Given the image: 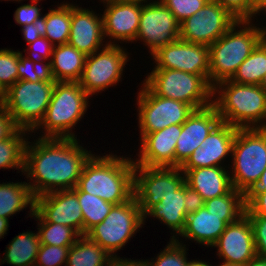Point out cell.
Segmentation results:
<instances>
[{
    "mask_svg": "<svg viewBox=\"0 0 266 266\" xmlns=\"http://www.w3.org/2000/svg\"><path fill=\"white\" fill-rule=\"evenodd\" d=\"M37 139L27 141L23 172L34 197L75 188L91 150L84 149L77 136Z\"/></svg>",
    "mask_w": 266,
    "mask_h": 266,
    "instance_id": "6da1fadb",
    "label": "cell"
},
{
    "mask_svg": "<svg viewBox=\"0 0 266 266\" xmlns=\"http://www.w3.org/2000/svg\"><path fill=\"white\" fill-rule=\"evenodd\" d=\"M133 158L93 154L85 163L76 188L110 202L124 203L134 196Z\"/></svg>",
    "mask_w": 266,
    "mask_h": 266,
    "instance_id": "7a4b0ae2",
    "label": "cell"
},
{
    "mask_svg": "<svg viewBox=\"0 0 266 266\" xmlns=\"http://www.w3.org/2000/svg\"><path fill=\"white\" fill-rule=\"evenodd\" d=\"M212 105L222 122L236 128H261L266 122V91L260 85L219 82Z\"/></svg>",
    "mask_w": 266,
    "mask_h": 266,
    "instance_id": "3957f363",
    "label": "cell"
},
{
    "mask_svg": "<svg viewBox=\"0 0 266 266\" xmlns=\"http://www.w3.org/2000/svg\"><path fill=\"white\" fill-rule=\"evenodd\" d=\"M252 22L254 20H237L224 35L209 45L208 81L212 87L230 80L264 38L262 27L254 26L256 24Z\"/></svg>",
    "mask_w": 266,
    "mask_h": 266,
    "instance_id": "277c9868",
    "label": "cell"
},
{
    "mask_svg": "<svg viewBox=\"0 0 266 266\" xmlns=\"http://www.w3.org/2000/svg\"><path fill=\"white\" fill-rule=\"evenodd\" d=\"M89 98L78 82H56L45 116L31 133L42 128L39 137L76 138L72 129L84 117Z\"/></svg>",
    "mask_w": 266,
    "mask_h": 266,
    "instance_id": "5b68a950",
    "label": "cell"
},
{
    "mask_svg": "<svg viewBox=\"0 0 266 266\" xmlns=\"http://www.w3.org/2000/svg\"><path fill=\"white\" fill-rule=\"evenodd\" d=\"M231 157L232 186L246 195L266 168V133L261 128H238Z\"/></svg>",
    "mask_w": 266,
    "mask_h": 266,
    "instance_id": "8992f818",
    "label": "cell"
},
{
    "mask_svg": "<svg viewBox=\"0 0 266 266\" xmlns=\"http://www.w3.org/2000/svg\"><path fill=\"white\" fill-rule=\"evenodd\" d=\"M142 83L155 95L182 101L194 110L212 105L213 87L203 75L175 69H152Z\"/></svg>",
    "mask_w": 266,
    "mask_h": 266,
    "instance_id": "52a82bcc",
    "label": "cell"
},
{
    "mask_svg": "<svg viewBox=\"0 0 266 266\" xmlns=\"http://www.w3.org/2000/svg\"><path fill=\"white\" fill-rule=\"evenodd\" d=\"M56 81L47 75L43 80H18L6 91L3 107L15 124L30 133L43 120Z\"/></svg>",
    "mask_w": 266,
    "mask_h": 266,
    "instance_id": "ba28073f",
    "label": "cell"
},
{
    "mask_svg": "<svg viewBox=\"0 0 266 266\" xmlns=\"http://www.w3.org/2000/svg\"><path fill=\"white\" fill-rule=\"evenodd\" d=\"M144 225V216L133 196L130 200L114 205L110 213L85 235L100 245L113 258Z\"/></svg>",
    "mask_w": 266,
    "mask_h": 266,
    "instance_id": "9c48e42d",
    "label": "cell"
},
{
    "mask_svg": "<svg viewBox=\"0 0 266 266\" xmlns=\"http://www.w3.org/2000/svg\"><path fill=\"white\" fill-rule=\"evenodd\" d=\"M137 93L140 139L170 125L183 124L194 109L182 101L155 95L144 83Z\"/></svg>",
    "mask_w": 266,
    "mask_h": 266,
    "instance_id": "30bf717a",
    "label": "cell"
},
{
    "mask_svg": "<svg viewBox=\"0 0 266 266\" xmlns=\"http://www.w3.org/2000/svg\"><path fill=\"white\" fill-rule=\"evenodd\" d=\"M123 47L119 44L107 45L86 56L78 83L90 97L122 81L125 65L129 61V53Z\"/></svg>",
    "mask_w": 266,
    "mask_h": 266,
    "instance_id": "8fae6325",
    "label": "cell"
},
{
    "mask_svg": "<svg viewBox=\"0 0 266 266\" xmlns=\"http://www.w3.org/2000/svg\"><path fill=\"white\" fill-rule=\"evenodd\" d=\"M185 183L180 167H146L135 165L134 196L144 216L164 197L173 194Z\"/></svg>",
    "mask_w": 266,
    "mask_h": 266,
    "instance_id": "7c38bea8",
    "label": "cell"
},
{
    "mask_svg": "<svg viewBox=\"0 0 266 266\" xmlns=\"http://www.w3.org/2000/svg\"><path fill=\"white\" fill-rule=\"evenodd\" d=\"M237 20L225 7L209 0L202 9L180 23V39L209 46L224 35Z\"/></svg>",
    "mask_w": 266,
    "mask_h": 266,
    "instance_id": "4fadbf2b",
    "label": "cell"
},
{
    "mask_svg": "<svg viewBox=\"0 0 266 266\" xmlns=\"http://www.w3.org/2000/svg\"><path fill=\"white\" fill-rule=\"evenodd\" d=\"M180 38V23L173 13L161 2L142 5L139 28L134 42H144L150 55L160 47Z\"/></svg>",
    "mask_w": 266,
    "mask_h": 266,
    "instance_id": "5bb4252c",
    "label": "cell"
},
{
    "mask_svg": "<svg viewBox=\"0 0 266 266\" xmlns=\"http://www.w3.org/2000/svg\"><path fill=\"white\" fill-rule=\"evenodd\" d=\"M151 57L156 64L153 69H175L203 75L208 80V45L190 43L179 38L173 43L160 47Z\"/></svg>",
    "mask_w": 266,
    "mask_h": 266,
    "instance_id": "9a60e30c",
    "label": "cell"
},
{
    "mask_svg": "<svg viewBox=\"0 0 266 266\" xmlns=\"http://www.w3.org/2000/svg\"><path fill=\"white\" fill-rule=\"evenodd\" d=\"M223 263L246 265L256 256L253 228L249 218L243 215L234 223L228 224L224 232L212 246Z\"/></svg>",
    "mask_w": 266,
    "mask_h": 266,
    "instance_id": "2e32d148",
    "label": "cell"
},
{
    "mask_svg": "<svg viewBox=\"0 0 266 266\" xmlns=\"http://www.w3.org/2000/svg\"><path fill=\"white\" fill-rule=\"evenodd\" d=\"M237 129L221 121L201 143L200 147L190 155L180 169L213 166L228 167L229 169L230 164L225 166L223 163L228 156H232V147Z\"/></svg>",
    "mask_w": 266,
    "mask_h": 266,
    "instance_id": "e0dca14e",
    "label": "cell"
},
{
    "mask_svg": "<svg viewBox=\"0 0 266 266\" xmlns=\"http://www.w3.org/2000/svg\"><path fill=\"white\" fill-rule=\"evenodd\" d=\"M35 210L47 222L71 227L83 235V214L77 194L72 189L36 197Z\"/></svg>",
    "mask_w": 266,
    "mask_h": 266,
    "instance_id": "ac0fdd59",
    "label": "cell"
},
{
    "mask_svg": "<svg viewBox=\"0 0 266 266\" xmlns=\"http://www.w3.org/2000/svg\"><path fill=\"white\" fill-rule=\"evenodd\" d=\"M220 122L213 105L194 110L182 124L175 147V167H181Z\"/></svg>",
    "mask_w": 266,
    "mask_h": 266,
    "instance_id": "d6986e66",
    "label": "cell"
},
{
    "mask_svg": "<svg viewBox=\"0 0 266 266\" xmlns=\"http://www.w3.org/2000/svg\"><path fill=\"white\" fill-rule=\"evenodd\" d=\"M104 5L103 32L104 37L110 39L107 44L117 45L121 42L132 43L135 41L142 5L129 2H107Z\"/></svg>",
    "mask_w": 266,
    "mask_h": 266,
    "instance_id": "ffe728a7",
    "label": "cell"
},
{
    "mask_svg": "<svg viewBox=\"0 0 266 266\" xmlns=\"http://www.w3.org/2000/svg\"><path fill=\"white\" fill-rule=\"evenodd\" d=\"M182 124L170 125L160 131L148 133L140 139L139 155L135 165L146 167H175V147Z\"/></svg>",
    "mask_w": 266,
    "mask_h": 266,
    "instance_id": "44dd1931",
    "label": "cell"
},
{
    "mask_svg": "<svg viewBox=\"0 0 266 266\" xmlns=\"http://www.w3.org/2000/svg\"><path fill=\"white\" fill-rule=\"evenodd\" d=\"M104 40L102 14H97L92 9L90 11L88 8L71 5L68 44L87 56L106 47L108 44Z\"/></svg>",
    "mask_w": 266,
    "mask_h": 266,
    "instance_id": "7402d4cb",
    "label": "cell"
},
{
    "mask_svg": "<svg viewBox=\"0 0 266 266\" xmlns=\"http://www.w3.org/2000/svg\"><path fill=\"white\" fill-rule=\"evenodd\" d=\"M241 217L216 216L203 207L187 215L184 230L179 236L185 238V241L193 240L201 245L212 247L227 225L236 222Z\"/></svg>",
    "mask_w": 266,
    "mask_h": 266,
    "instance_id": "603a6c76",
    "label": "cell"
},
{
    "mask_svg": "<svg viewBox=\"0 0 266 266\" xmlns=\"http://www.w3.org/2000/svg\"><path fill=\"white\" fill-rule=\"evenodd\" d=\"M181 170L185 173L186 184L198 192L204 201L225 195L233 189L227 167L213 166Z\"/></svg>",
    "mask_w": 266,
    "mask_h": 266,
    "instance_id": "cb8c5ba5",
    "label": "cell"
},
{
    "mask_svg": "<svg viewBox=\"0 0 266 266\" xmlns=\"http://www.w3.org/2000/svg\"><path fill=\"white\" fill-rule=\"evenodd\" d=\"M86 55L70 44L54 46L48 63V75L56 82H78L84 68Z\"/></svg>",
    "mask_w": 266,
    "mask_h": 266,
    "instance_id": "d4e9b609",
    "label": "cell"
},
{
    "mask_svg": "<svg viewBox=\"0 0 266 266\" xmlns=\"http://www.w3.org/2000/svg\"><path fill=\"white\" fill-rule=\"evenodd\" d=\"M184 194L185 183L173 194L164 197L157 206L151 208L144 215V224L147 217L156 218L173 231L170 239H177V236L184 230L188 215L185 211Z\"/></svg>",
    "mask_w": 266,
    "mask_h": 266,
    "instance_id": "484cf974",
    "label": "cell"
},
{
    "mask_svg": "<svg viewBox=\"0 0 266 266\" xmlns=\"http://www.w3.org/2000/svg\"><path fill=\"white\" fill-rule=\"evenodd\" d=\"M29 207V216L35 211V197L30 187L24 182L0 183V217L9 219L17 212Z\"/></svg>",
    "mask_w": 266,
    "mask_h": 266,
    "instance_id": "4316f807",
    "label": "cell"
},
{
    "mask_svg": "<svg viewBox=\"0 0 266 266\" xmlns=\"http://www.w3.org/2000/svg\"><path fill=\"white\" fill-rule=\"evenodd\" d=\"M40 246L38 232H22L6 246L2 264L6 262L13 266H34Z\"/></svg>",
    "mask_w": 266,
    "mask_h": 266,
    "instance_id": "83f0119b",
    "label": "cell"
},
{
    "mask_svg": "<svg viewBox=\"0 0 266 266\" xmlns=\"http://www.w3.org/2000/svg\"><path fill=\"white\" fill-rule=\"evenodd\" d=\"M112 259L100 245L81 235L69 248L66 266H111Z\"/></svg>",
    "mask_w": 266,
    "mask_h": 266,
    "instance_id": "f1b7e54d",
    "label": "cell"
},
{
    "mask_svg": "<svg viewBox=\"0 0 266 266\" xmlns=\"http://www.w3.org/2000/svg\"><path fill=\"white\" fill-rule=\"evenodd\" d=\"M264 38L241 63L230 81L240 84L260 85L266 73V27L262 25Z\"/></svg>",
    "mask_w": 266,
    "mask_h": 266,
    "instance_id": "f546056e",
    "label": "cell"
},
{
    "mask_svg": "<svg viewBox=\"0 0 266 266\" xmlns=\"http://www.w3.org/2000/svg\"><path fill=\"white\" fill-rule=\"evenodd\" d=\"M71 5L77 4L64 3L57 5L56 8H49L45 13V38L54 46L67 44L70 36L71 27Z\"/></svg>",
    "mask_w": 266,
    "mask_h": 266,
    "instance_id": "4dcf8cb0",
    "label": "cell"
},
{
    "mask_svg": "<svg viewBox=\"0 0 266 266\" xmlns=\"http://www.w3.org/2000/svg\"><path fill=\"white\" fill-rule=\"evenodd\" d=\"M28 135V130L19 128L10 138L0 141V169H20L23 175Z\"/></svg>",
    "mask_w": 266,
    "mask_h": 266,
    "instance_id": "1f68e13d",
    "label": "cell"
},
{
    "mask_svg": "<svg viewBox=\"0 0 266 266\" xmlns=\"http://www.w3.org/2000/svg\"><path fill=\"white\" fill-rule=\"evenodd\" d=\"M78 197L83 214V235L95 225L100 224L110 213L114 204L87 192H81L76 187L72 189Z\"/></svg>",
    "mask_w": 266,
    "mask_h": 266,
    "instance_id": "d6a6232c",
    "label": "cell"
},
{
    "mask_svg": "<svg viewBox=\"0 0 266 266\" xmlns=\"http://www.w3.org/2000/svg\"><path fill=\"white\" fill-rule=\"evenodd\" d=\"M38 224L41 244L55 246H72L80 235L71 227L47 222L36 210L32 216Z\"/></svg>",
    "mask_w": 266,
    "mask_h": 266,
    "instance_id": "836d02e7",
    "label": "cell"
},
{
    "mask_svg": "<svg viewBox=\"0 0 266 266\" xmlns=\"http://www.w3.org/2000/svg\"><path fill=\"white\" fill-rule=\"evenodd\" d=\"M204 207L216 216H243L246 210V195L233 188L225 195L206 200Z\"/></svg>",
    "mask_w": 266,
    "mask_h": 266,
    "instance_id": "e575fe53",
    "label": "cell"
},
{
    "mask_svg": "<svg viewBox=\"0 0 266 266\" xmlns=\"http://www.w3.org/2000/svg\"><path fill=\"white\" fill-rule=\"evenodd\" d=\"M178 239H170L164 250L151 260H147L148 266H188V251L185 244Z\"/></svg>",
    "mask_w": 266,
    "mask_h": 266,
    "instance_id": "d590c367",
    "label": "cell"
},
{
    "mask_svg": "<svg viewBox=\"0 0 266 266\" xmlns=\"http://www.w3.org/2000/svg\"><path fill=\"white\" fill-rule=\"evenodd\" d=\"M20 53L18 50L0 49V84L6 91L18 81Z\"/></svg>",
    "mask_w": 266,
    "mask_h": 266,
    "instance_id": "8d00e7d4",
    "label": "cell"
},
{
    "mask_svg": "<svg viewBox=\"0 0 266 266\" xmlns=\"http://www.w3.org/2000/svg\"><path fill=\"white\" fill-rule=\"evenodd\" d=\"M70 247L41 244L34 266H66Z\"/></svg>",
    "mask_w": 266,
    "mask_h": 266,
    "instance_id": "74e56055",
    "label": "cell"
},
{
    "mask_svg": "<svg viewBox=\"0 0 266 266\" xmlns=\"http://www.w3.org/2000/svg\"><path fill=\"white\" fill-rule=\"evenodd\" d=\"M181 23L202 9L209 0H160Z\"/></svg>",
    "mask_w": 266,
    "mask_h": 266,
    "instance_id": "f35d334b",
    "label": "cell"
},
{
    "mask_svg": "<svg viewBox=\"0 0 266 266\" xmlns=\"http://www.w3.org/2000/svg\"><path fill=\"white\" fill-rule=\"evenodd\" d=\"M54 45L45 37H40L34 42L28 44V48L24 49L29 55L25 57L32 60L34 63L39 64L42 67H48V63L51 60ZM44 61V62H43ZM47 61V62H45Z\"/></svg>",
    "mask_w": 266,
    "mask_h": 266,
    "instance_id": "ab89813d",
    "label": "cell"
},
{
    "mask_svg": "<svg viewBox=\"0 0 266 266\" xmlns=\"http://www.w3.org/2000/svg\"><path fill=\"white\" fill-rule=\"evenodd\" d=\"M18 80H26L30 82H37L43 80L48 75L46 67L34 63L29 58L20 53V60L18 62Z\"/></svg>",
    "mask_w": 266,
    "mask_h": 266,
    "instance_id": "60d3db41",
    "label": "cell"
},
{
    "mask_svg": "<svg viewBox=\"0 0 266 266\" xmlns=\"http://www.w3.org/2000/svg\"><path fill=\"white\" fill-rule=\"evenodd\" d=\"M253 228L256 255L266 259V216L246 215Z\"/></svg>",
    "mask_w": 266,
    "mask_h": 266,
    "instance_id": "b9f144b4",
    "label": "cell"
},
{
    "mask_svg": "<svg viewBox=\"0 0 266 266\" xmlns=\"http://www.w3.org/2000/svg\"><path fill=\"white\" fill-rule=\"evenodd\" d=\"M42 0H31L30 4H22L14 12V20L17 25L26 26L39 19L42 8L38 7Z\"/></svg>",
    "mask_w": 266,
    "mask_h": 266,
    "instance_id": "7bdbcfd3",
    "label": "cell"
},
{
    "mask_svg": "<svg viewBox=\"0 0 266 266\" xmlns=\"http://www.w3.org/2000/svg\"><path fill=\"white\" fill-rule=\"evenodd\" d=\"M238 20H252V0H214Z\"/></svg>",
    "mask_w": 266,
    "mask_h": 266,
    "instance_id": "ee69618b",
    "label": "cell"
},
{
    "mask_svg": "<svg viewBox=\"0 0 266 266\" xmlns=\"http://www.w3.org/2000/svg\"><path fill=\"white\" fill-rule=\"evenodd\" d=\"M245 215L266 216V191L248 192L246 194Z\"/></svg>",
    "mask_w": 266,
    "mask_h": 266,
    "instance_id": "f6af8a7d",
    "label": "cell"
},
{
    "mask_svg": "<svg viewBox=\"0 0 266 266\" xmlns=\"http://www.w3.org/2000/svg\"><path fill=\"white\" fill-rule=\"evenodd\" d=\"M23 39L27 44L34 42L36 39L45 36L46 24L45 14L37 19L34 23L21 27Z\"/></svg>",
    "mask_w": 266,
    "mask_h": 266,
    "instance_id": "bcb514c9",
    "label": "cell"
},
{
    "mask_svg": "<svg viewBox=\"0 0 266 266\" xmlns=\"http://www.w3.org/2000/svg\"><path fill=\"white\" fill-rule=\"evenodd\" d=\"M185 211L187 214L196 212L200 208L204 207L205 201L202 196L192 189L185 182V194H184Z\"/></svg>",
    "mask_w": 266,
    "mask_h": 266,
    "instance_id": "7dc6e473",
    "label": "cell"
},
{
    "mask_svg": "<svg viewBox=\"0 0 266 266\" xmlns=\"http://www.w3.org/2000/svg\"><path fill=\"white\" fill-rule=\"evenodd\" d=\"M19 127L3 106H0V141L10 138Z\"/></svg>",
    "mask_w": 266,
    "mask_h": 266,
    "instance_id": "c3c4849f",
    "label": "cell"
},
{
    "mask_svg": "<svg viewBox=\"0 0 266 266\" xmlns=\"http://www.w3.org/2000/svg\"><path fill=\"white\" fill-rule=\"evenodd\" d=\"M111 266H148L146 260H132L131 258L127 259L124 257V259L120 256H117L112 259Z\"/></svg>",
    "mask_w": 266,
    "mask_h": 266,
    "instance_id": "681fc988",
    "label": "cell"
},
{
    "mask_svg": "<svg viewBox=\"0 0 266 266\" xmlns=\"http://www.w3.org/2000/svg\"><path fill=\"white\" fill-rule=\"evenodd\" d=\"M266 11V0H252V20ZM257 14V15H256ZM255 16V17H254Z\"/></svg>",
    "mask_w": 266,
    "mask_h": 266,
    "instance_id": "f907efd6",
    "label": "cell"
},
{
    "mask_svg": "<svg viewBox=\"0 0 266 266\" xmlns=\"http://www.w3.org/2000/svg\"><path fill=\"white\" fill-rule=\"evenodd\" d=\"M266 191V168L261 174L259 181L249 192H261Z\"/></svg>",
    "mask_w": 266,
    "mask_h": 266,
    "instance_id": "816d5d0a",
    "label": "cell"
},
{
    "mask_svg": "<svg viewBox=\"0 0 266 266\" xmlns=\"http://www.w3.org/2000/svg\"><path fill=\"white\" fill-rule=\"evenodd\" d=\"M8 227H9V220L0 217V239L4 238L5 234H7Z\"/></svg>",
    "mask_w": 266,
    "mask_h": 266,
    "instance_id": "f5cc1de1",
    "label": "cell"
},
{
    "mask_svg": "<svg viewBox=\"0 0 266 266\" xmlns=\"http://www.w3.org/2000/svg\"><path fill=\"white\" fill-rule=\"evenodd\" d=\"M244 266H266V259L258 257L257 255Z\"/></svg>",
    "mask_w": 266,
    "mask_h": 266,
    "instance_id": "db71d44e",
    "label": "cell"
},
{
    "mask_svg": "<svg viewBox=\"0 0 266 266\" xmlns=\"http://www.w3.org/2000/svg\"><path fill=\"white\" fill-rule=\"evenodd\" d=\"M157 1H160V0H154V1L153 0H107V2H129V3H137V4H141V5H143V3L144 4H150L153 2H157Z\"/></svg>",
    "mask_w": 266,
    "mask_h": 266,
    "instance_id": "11a10c76",
    "label": "cell"
},
{
    "mask_svg": "<svg viewBox=\"0 0 266 266\" xmlns=\"http://www.w3.org/2000/svg\"><path fill=\"white\" fill-rule=\"evenodd\" d=\"M188 266H212V265L202 260H189Z\"/></svg>",
    "mask_w": 266,
    "mask_h": 266,
    "instance_id": "9f6ffc18",
    "label": "cell"
},
{
    "mask_svg": "<svg viewBox=\"0 0 266 266\" xmlns=\"http://www.w3.org/2000/svg\"><path fill=\"white\" fill-rule=\"evenodd\" d=\"M6 100V90L0 84V106H3Z\"/></svg>",
    "mask_w": 266,
    "mask_h": 266,
    "instance_id": "6f0895ef",
    "label": "cell"
},
{
    "mask_svg": "<svg viewBox=\"0 0 266 266\" xmlns=\"http://www.w3.org/2000/svg\"><path fill=\"white\" fill-rule=\"evenodd\" d=\"M260 86L266 91V73H265V76H264Z\"/></svg>",
    "mask_w": 266,
    "mask_h": 266,
    "instance_id": "680465c9",
    "label": "cell"
},
{
    "mask_svg": "<svg viewBox=\"0 0 266 266\" xmlns=\"http://www.w3.org/2000/svg\"><path fill=\"white\" fill-rule=\"evenodd\" d=\"M218 266H241V265H234V264H226V263H223L218 265Z\"/></svg>",
    "mask_w": 266,
    "mask_h": 266,
    "instance_id": "91938a15",
    "label": "cell"
},
{
    "mask_svg": "<svg viewBox=\"0 0 266 266\" xmlns=\"http://www.w3.org/2000/svg\"><path fill=\"white\" fill-rule=\"evenodd\" d=\"M261 129L266 133V122H265V124L261 127Z\"/></svg>",
    "mask_w": 266,
    "mask_h": 266,
    "instance_id": "94428289",
    "label": "cell"
},
{
    "mask_svg": "<svg viewBox=\"0 0 266 266\" xmlns=\"http://www.w3.org/2000/svg\"><path fill=\"white\" fill-rule=\"evenodd\" d=\"M4 1H16V2L18 1V3H19V2H21L23 0H4Z\"/></svg>",
    "mask_w": 266,
    "mask_h": 266,
    "instance_id": "6125c7cd",
    "label": "cell"
},
{
    "mask_svg": "<svg viewBox=\"0 0 266 266\" xmlns=\"http://www.w3.org/2000/svg\"><path fill=\"white\" fill-rule=\"evenodd\" d=\"M100 2H103L104 4H106L107 0H100Z\"/></svg>",
    "mask_w": 266,
    "mask_h": 266,
    "instance_id": "be15d7a7",
    "label": "cell"
}]
</instances>
